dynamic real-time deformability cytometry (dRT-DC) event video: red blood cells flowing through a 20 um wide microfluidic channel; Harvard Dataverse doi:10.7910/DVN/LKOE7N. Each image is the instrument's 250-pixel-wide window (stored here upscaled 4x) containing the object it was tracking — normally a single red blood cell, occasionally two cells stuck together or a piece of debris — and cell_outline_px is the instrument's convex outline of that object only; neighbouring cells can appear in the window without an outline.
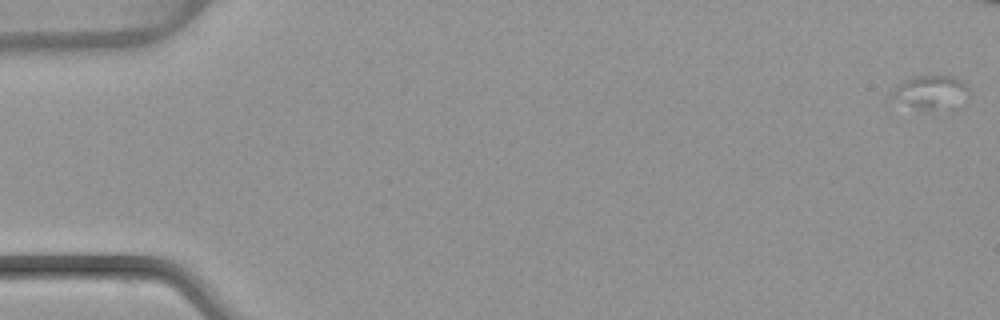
{"species": "common noctule bat (a hibernating species)", "species_latin": "Nyctalus noctula", "temperature_condition": "warm", "stored_images_in_passage": 52, "camera_frame_rate_fps": 3000, "um_per_image_px": 0.085, "animal": {"sex": "female", "body_mass_g": 22.7, "forearm_length_mm": 54.2}, "frame": {"image": 1, "passage_image": 1, "time_ms": 0.0, "image_size_px": [1000, 320], "cell_outline_px": [[968, 104], [956, 112], [952, 112], [916, 108], [896, 104], [888, 96], [888, 92], [904, 80], [912, 76], [952, 76], [960, 80], [968, 88]], "centroid_in_image_um": [79.16, 7.94], "position_along_channel_um": 5.8, "area_um2": 16.53}}